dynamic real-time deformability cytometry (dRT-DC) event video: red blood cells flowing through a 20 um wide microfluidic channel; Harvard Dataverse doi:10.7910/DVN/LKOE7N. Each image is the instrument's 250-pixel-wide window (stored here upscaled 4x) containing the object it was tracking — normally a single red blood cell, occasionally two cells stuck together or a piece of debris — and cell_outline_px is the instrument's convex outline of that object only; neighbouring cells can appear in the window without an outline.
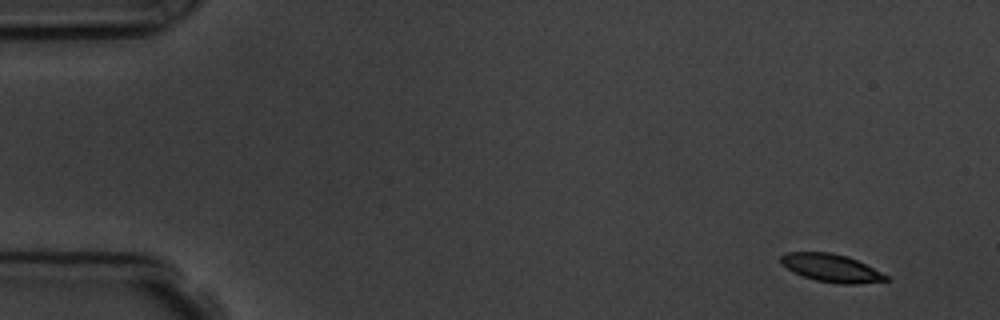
{"species": "common noctule bat (a hibernating species)", "species_latin": "Nyctalus noctula", "temperature_condition": "room temperature", "stored_images_in_passage": 11, "camera_frame_rate_fps": 3000, "um_per_image_px": 0.085, "animal": {"sex": "male", "body_mass_g": 19.5, "forearm_length_mm": 54.6}, "frame": {"image": 1, "passage_image": 1, "time_ms": 0.0, "image_size_px": [1000, 320], "cell_outline_px": [[888, 280], [856, 284], [840, 284], [816, 280], [792, 272], [780, 264], [780, 256], [788, 252], [828, 252], [848, 256], [888, 276]], "centroid_in_image_um": [70.6, 22.77], "position_along_channel_um": 14.4, "area_um2": 16.94}}
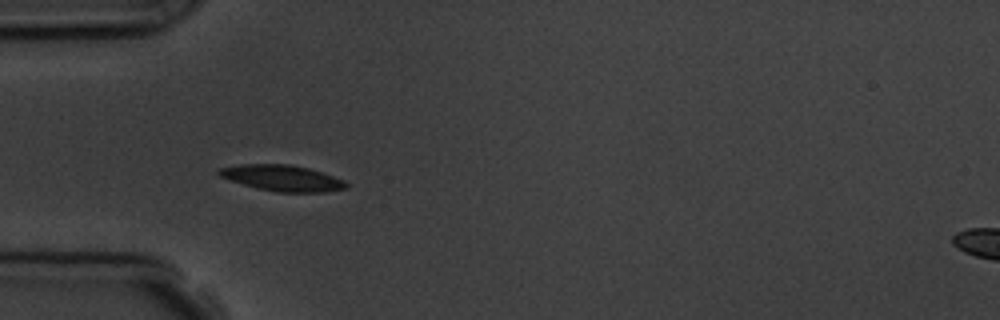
{"frame": {"image": 2, "passage_image": 5, "time_ms": 4.333, "image_size_px": [1000, 320], "cell_outline_px": [[348, 188], [324, 192], [276, 192], [256, 188], [220, 176], [216, 172], [220, 168], [240, 164], [292, 164], [308, 168], [344, 180], [348, 184]], "centroid_in_image_um": [24.0, 15.13], "position_along_channel_um": 61.0, "area_um2": 19.13}}
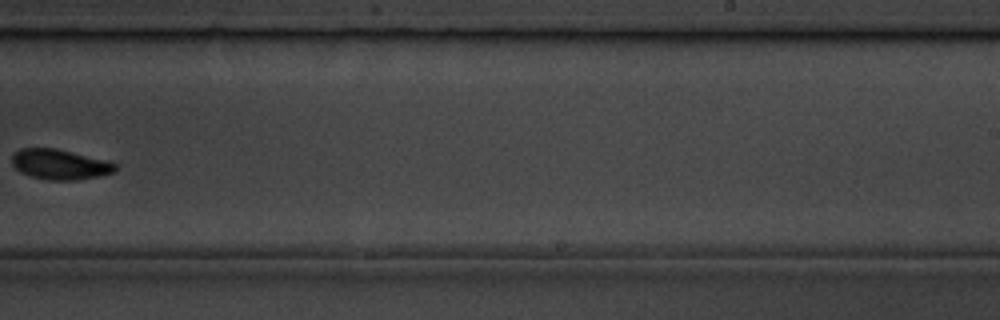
{"frame": {"image": 3, "passage_image": 10, "time_ms": 10.333, "image_size_px": [1000, 320], "cell_outline_px": [[116, 172], [100, 176], [76, 180], [48, 180], [32, 176], [20, 172], [12, 164], [12, 156], [20, 148], [56, 148], [104, 160], [116, 164]], "centroid_in_image_um": [5.08, 13.98], "position_along_channel_um": 283.9, "area_um2": 18.03}}